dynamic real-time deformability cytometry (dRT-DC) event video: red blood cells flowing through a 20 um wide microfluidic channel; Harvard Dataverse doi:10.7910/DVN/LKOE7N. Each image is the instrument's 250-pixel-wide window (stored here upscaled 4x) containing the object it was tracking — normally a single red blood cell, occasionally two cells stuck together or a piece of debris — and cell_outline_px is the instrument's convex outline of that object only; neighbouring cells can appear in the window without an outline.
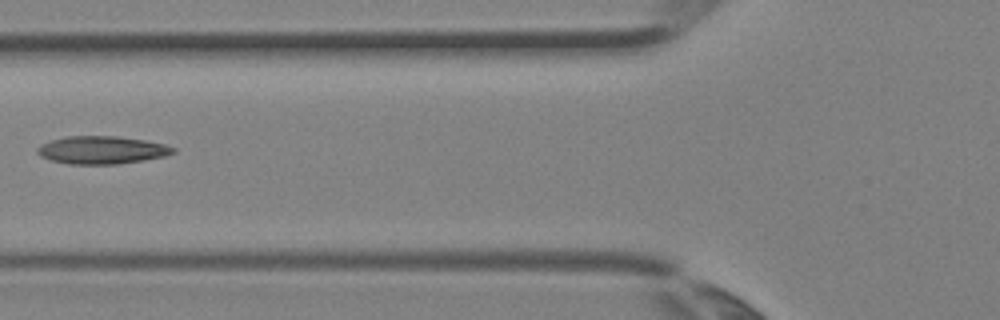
{"species": "Egyptian fruit bat (a non-hibernating species)", "species_latin": "Rousettus aegyptiacus", "temperature_condition": "room temperature", "stored_images_in_passage": 5, "camera_frame_rate_fps": 3000, "um_per_image_px": 0.085, "animal": {"sex": "female"}, "frame": {"image": 1, "passage_image": 5, "time_ms": 1.333, "image_size_px": [1000, 320], "cell_outline_px": [[176, 152], [164, 156], [144, 160], [116, 164], [68, 164], [52, 160], [40, 156], [36, 152], [36, 148], [40, 144], [64, 136], [116, 136], [144, 140], [164, 144], [176, 148]], "centroid_in_image_um": [8.63, 12.75], "position_along_channel_um": 117.2, "area_um2": 22.02}}